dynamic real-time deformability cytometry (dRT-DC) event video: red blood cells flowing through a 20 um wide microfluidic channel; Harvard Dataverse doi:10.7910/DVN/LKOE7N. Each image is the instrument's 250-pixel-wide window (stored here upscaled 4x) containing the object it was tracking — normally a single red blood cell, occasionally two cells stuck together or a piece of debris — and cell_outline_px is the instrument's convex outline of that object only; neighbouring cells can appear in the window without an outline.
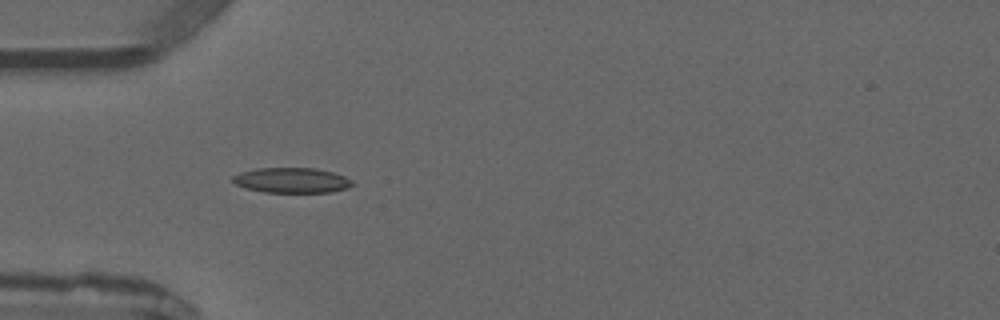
{"species": "common noctule bat (a hibernating species)", "species_latin": "Nyctalus noctula", "temperature_condition": "warm", "stored_images_in_passage": 2, "camera_frame_rate_fps": 3000, "um_per_image_px": 0.085, "animal": {"sex": "male", "forearm_length_mm": 52.5}, "frame": {"image": 1, "passage_image": 1, "time_ms": 0.0, "image_size_px": [1000, 320], "cell_outline_px": [[356, 184], [348, 188], [332, 192], [264, 192], [248, 188], [236, 184], [232, 180], [232, 176], [240, 172], [256, 168], [316, 168], [332, 172], [344, 176], [352, 180]], "centroid_in_image_um": [24.83, 15.32], "position_along_channel_um": 60.2, "area_um2": 17.57}}
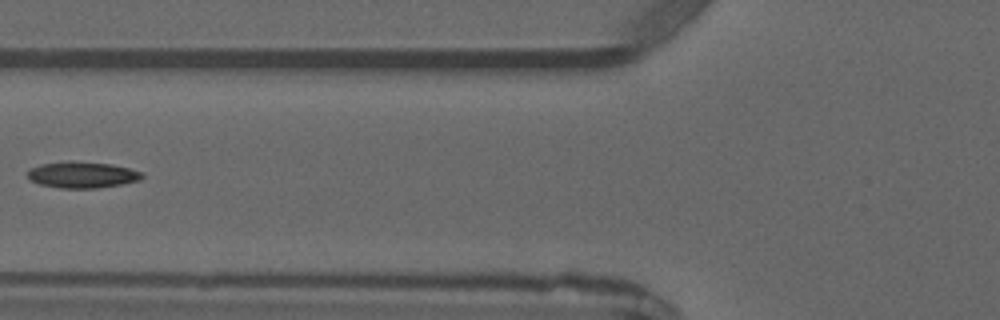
{"frame": {"image": 2, "passage_image": 2, "time_ms": 1.333, "image_size_px": [1000, 320], "cell_outline_px": [[144, 176], [140, 180], [120, 184], [96, 188], [60, 188], [40, 184], [32, 180], [28, 176], [28, 172], [32, 168], [40, 164], [112, 164], [144, 172]], "centroid_in_image_um": [7.07, 14.91], "position_along_channel_um": 118.7, "area_um2": 16.47}}